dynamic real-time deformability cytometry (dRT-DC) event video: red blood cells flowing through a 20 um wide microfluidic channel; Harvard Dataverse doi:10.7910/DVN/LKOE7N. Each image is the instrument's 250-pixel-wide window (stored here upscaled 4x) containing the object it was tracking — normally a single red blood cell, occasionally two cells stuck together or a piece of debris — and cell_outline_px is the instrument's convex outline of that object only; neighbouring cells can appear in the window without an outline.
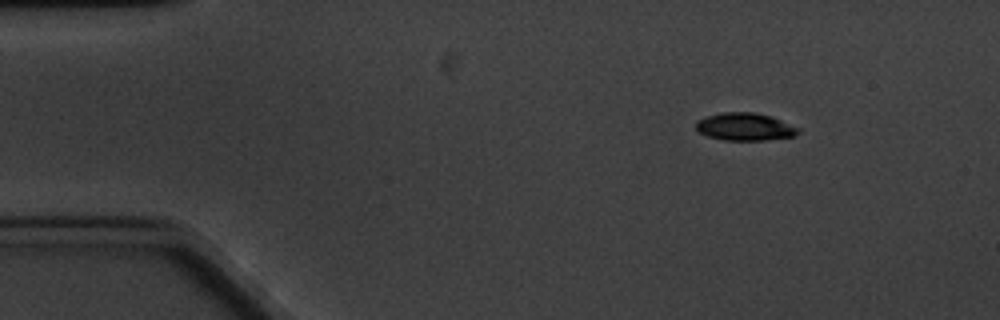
{"species": "common noctule bat (a hibernating species)", "species_latin": "Nyctalus noctula", "temperature_condition": "cold", "stored_images_in_passage": 5, "camera_frame_rate_fps": 3000, "um_per_image_px": 0.085, "animal": {"sex": "male", "body_mass_g": 20.1, "forearm_length_mm": 53.5}, "frame": {"image": 1, "passage_image": 1, "time_ms": 0.0, "image_size_px": [1000, 320], "cell_outline_px": [[800, 132], [796, 136], [764, 140], [724, 140], [708, 136], [700, 132], [696, 128], [696, 120], [704, 116], [724, 112], [756, 112], [772, 116], [800, 128]], "centroid_in_image_um": [63.34, 10.76], "position_along_channel_um": 21.7, "area_um2": 16.65}}
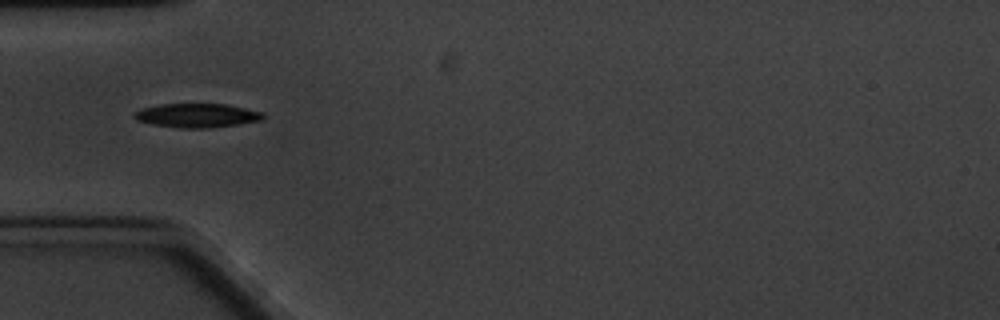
{"frame": {"image": 2, "passage_image": 4, "time_ms": 3.667, "image_size_px": [1000, 320], "cell_outline_px": [[264, 120], [208, 128], [180, 128], [152, 124], [136, 120], [132, 116], [140, 108], [160, 104], [224, 104], [264, 112]], "centroid_in_image_um": [16.72, 9.81], "position_along_channel_um": 68.3, "area_um2": 17.98}}